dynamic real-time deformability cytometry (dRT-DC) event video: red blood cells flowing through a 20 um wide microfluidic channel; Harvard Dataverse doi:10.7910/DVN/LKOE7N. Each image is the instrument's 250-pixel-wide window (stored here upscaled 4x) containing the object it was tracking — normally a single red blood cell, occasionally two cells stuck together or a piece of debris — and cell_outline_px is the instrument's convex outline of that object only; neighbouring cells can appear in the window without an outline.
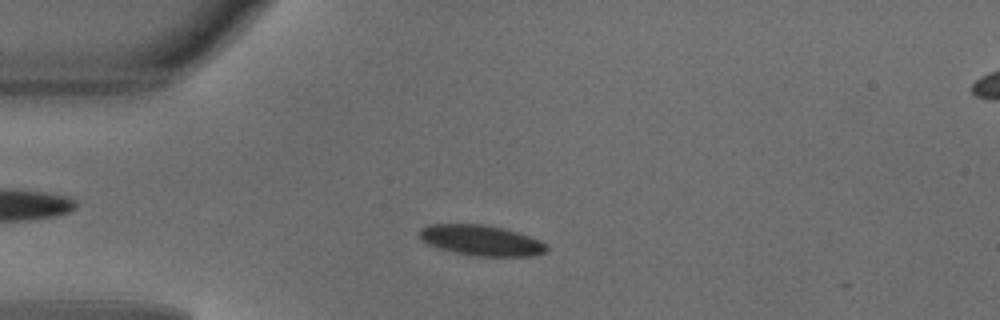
{"species": "common noctule bat (a hibernating species)", "species_latin": "Nyctalus noctula", "temperature_condition": "warm", "stored_images_in_passage": 3, "camera_frame_rate_fps": 3000, "um_per_image_px": 0.085, "animal": {"sex": "male", "body_mass_g": 18.8}, "frame": {"image": 1, "passage_image": 1, "time_ms": 0.0, "image_size_px": [1000, 320], "cell_outline_px": [[548, 248], [544, 252], [532, 256], [476, 256], [456, 252], [440, 248], [428, 244], [416, 232], [420, 228], [428, 224], [484, 224], [516, 232], [540, 240], [548, 244]], "centroid_in_image_um": [40.89, 20.42], "position_along_channel_um": 44.1, "area_um2": 22.43}}